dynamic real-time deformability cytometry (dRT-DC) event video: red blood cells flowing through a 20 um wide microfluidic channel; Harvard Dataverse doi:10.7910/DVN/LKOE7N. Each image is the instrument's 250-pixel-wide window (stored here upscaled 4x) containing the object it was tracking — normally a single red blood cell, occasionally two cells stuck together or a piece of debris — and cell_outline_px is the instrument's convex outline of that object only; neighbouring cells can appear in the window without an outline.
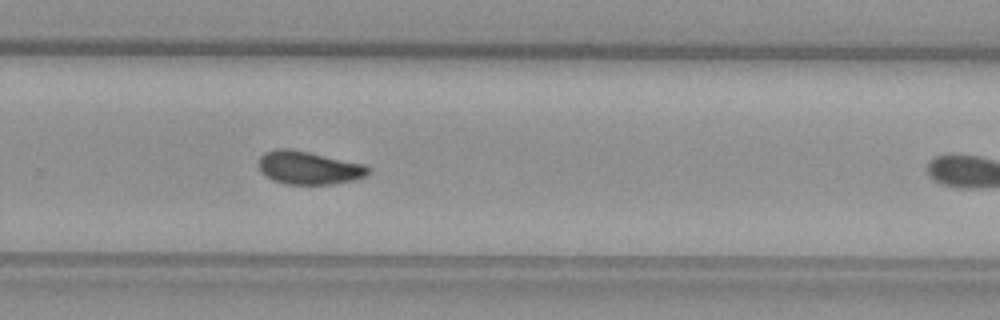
{"species": "common noctule bat (a hibernating species)", "species_latin": "Nyctalus noctula", "temperature_condition": "warm", "stored_images_in_passage": 31, "camera_frame_rate_fps": 3000, "um_per_image_px": 0.085, "animal": {"sex": "female", "body_mass_g": 29.2, "forearm_length_mm": 56.3}, "frame": {"image": 1, "passage_image": 22, "time_ms": 7.0, "image_size_px": [1000, 320], "cell_outline_px": [[372, 172], [356, 180], [332, 184], [284, 184], [272, 180], [260, 172], [260, 156], [264, 152], [276, 148], [292, 148], [364, 164]], "centroid_in_image_um": [26.23, 14.26], "position_along_channel_um": 303.6, "area_um2": 21.33}}
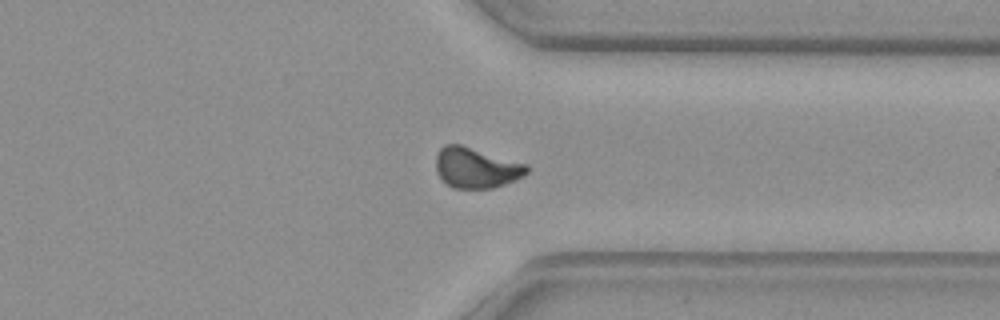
{"frame": {"image": 2, "passage_image": 27, "time_ms": 8.667, "image_size_px": [1000, 320], "cell_outline_px": [[528, 172], [524, 176], [504, 184], [492, 188], [452, 188], [436, 172], [436, 156], [440, 148], [444, 144], [460, 144], [528, 164]], "centroid_in_image_um": [40.48, 14.25], "position_along_channel_um": 370.9, "area_um2": 21.39}, "authors_computed_cell_mechanics": {"area_um2": 21.9062, "velocity_mm_per_s": 4.0819, "shape_relaxation_time_tau1_ms": null, "shape_relaxation_time_tau2_ms": 3.434, "deformation_change_tau1": null, "deformation_change_tau2": 0.0654}}